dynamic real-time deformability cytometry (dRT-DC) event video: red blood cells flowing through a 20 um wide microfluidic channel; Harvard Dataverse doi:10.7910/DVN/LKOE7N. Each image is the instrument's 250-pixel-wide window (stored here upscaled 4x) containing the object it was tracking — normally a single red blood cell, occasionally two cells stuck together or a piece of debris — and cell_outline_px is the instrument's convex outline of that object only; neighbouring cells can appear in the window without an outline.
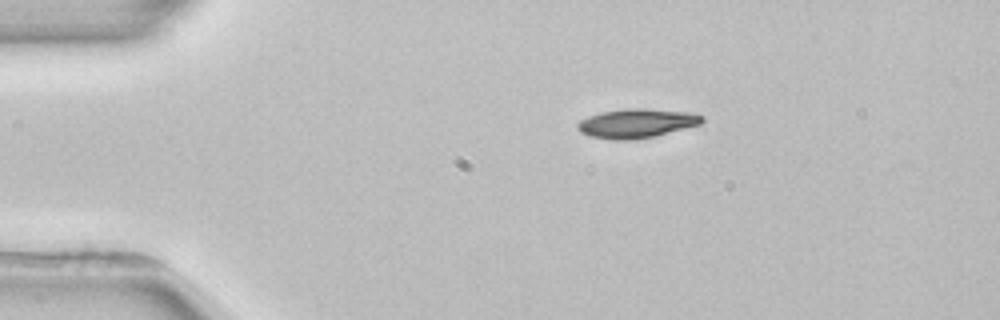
{"species": "common noctule bat (a hibernating species)", "species_latin": "Nyctalus noctula", "temperature_condition": "room temperature", "stored_images_in_passage": 3, "camera_frame_rate_fps": 3000, "um_per_image_px": 0.085, "animal": {"sex": "female", "body_mass_g": 22.7, "forearm_length_mm": 54.2}, "frame": {"image": 1, "passage_image": 1, "time_ms": 0.0, "image_size_px": [1000, 320], "cell_outline_px": [[704, 120], [700, 124], [656, 136], [632, 140], [612, 140], [588, 136], [580, 132], [576, 128], [576, 124], [580, 120], [588, 116], [600, 112], [624, 108], [644, 108], [692, 112], [704, 116]], "centroid_in_image_um": [54.09, 10.48], "position_along_channel_um": 30.9, "area_um2": 21.5}}
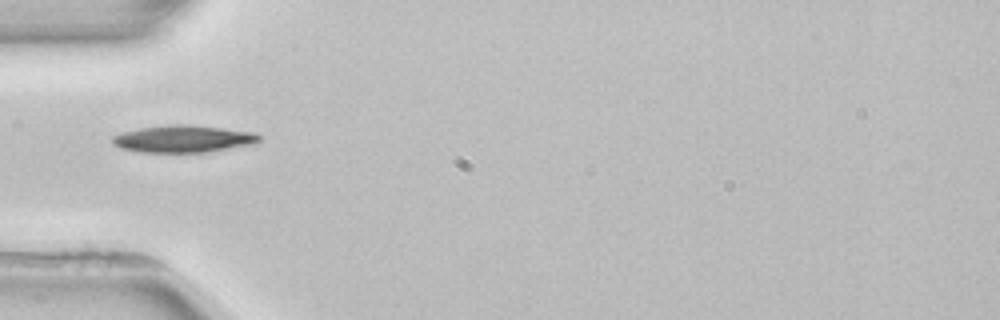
{"frame": {"image": 2, "passage_image": 3, "time_ms": 2.333, "image_size_px": [1000, 320], "cell_outline_px": [[260, 140], [256, 144], [208, 152], [140, 152], [120, 148], [112, 144], [112, 136], [124, 132], [140, 128], [168, 124], [188, 124], [256, 132], [260, 136]], "centroid_in_image_um": [15.61, 11.8], "position_along_channel_um": 69.4, "area_um2": 23.41}}